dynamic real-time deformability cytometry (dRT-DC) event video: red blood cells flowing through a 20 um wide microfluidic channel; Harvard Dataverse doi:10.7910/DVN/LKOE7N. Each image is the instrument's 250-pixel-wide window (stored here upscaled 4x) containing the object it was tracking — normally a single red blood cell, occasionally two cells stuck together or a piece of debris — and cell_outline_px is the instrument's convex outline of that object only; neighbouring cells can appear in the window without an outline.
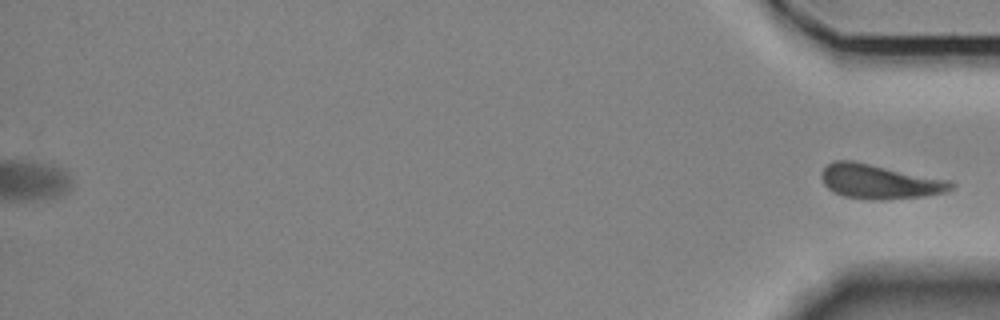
{"species": "Egyptian fruit bat (a non-hibernating species)", "species_latin": "Rousettus aegyptiacus", "temperature_condition": "room temperature", "stored_images_in_passage": 59, "segment_of_instrument_passage": [2, 2], "camera_frame_rate_fps": 3000, "um_per_image_px": 0.085, "animal": {"sex": "female"}, "frame": {"image": 1, "passage_image": 59, "time_ms": 19.333, "image_size_px": [1000, 320], "cell_outline_px": [[956, 188], [948, 192], [924, 196], [884, 200], [868, 200], [844, 196], [832, 192], [824, 184], [820, 176], [820, 172], [832, 160], [852, 160], [952, 180], [956, 184]], "centroid_in_image_um": [74.8, 15.44], "position_along_channel_um": 360.4, "area_um2": 26.59}}